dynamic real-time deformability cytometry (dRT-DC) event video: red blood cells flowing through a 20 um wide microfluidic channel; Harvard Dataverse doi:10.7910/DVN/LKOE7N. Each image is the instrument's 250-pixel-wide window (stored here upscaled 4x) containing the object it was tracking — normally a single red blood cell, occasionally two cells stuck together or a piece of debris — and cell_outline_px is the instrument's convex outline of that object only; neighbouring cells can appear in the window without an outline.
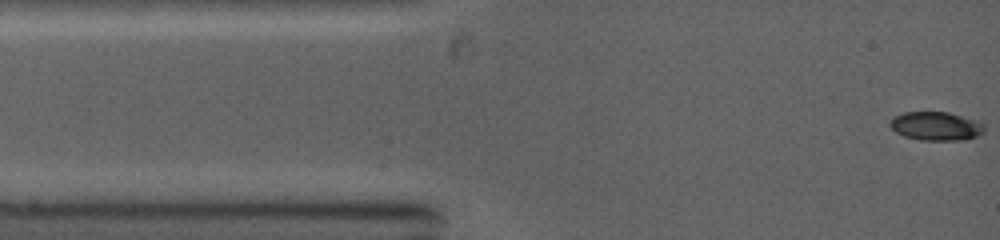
{"species": "common noctule bat (a hibernating species)", "species_latin": "Nyctalus noctula", "temperature_condition": "warm", "stored_images_in_passage": 45, "camera_frame_rate_fps": 5000, "um_per_image_px": 0.085, "animal": {"sex": "female", "body_mass_g": 19.0, "forearm_length_mm": 53.3}, "frame": {"image": 1, "passage_image": 1, "time_ms": 0.0, "image_size_px": [1000, 240], "cell_outline_px": [[984, 132], [976, 136], [964, 140], [920, 140], [904, 136], [896, 132], [888, 124], [888, 120], [892, 116], [904, 112], [948, 112], [976, 120], [984, 124]], "centroid_in_image_um": [79.52, 10.71], "position_along_channel_um": 5.5, "area_um2": 15.9}}
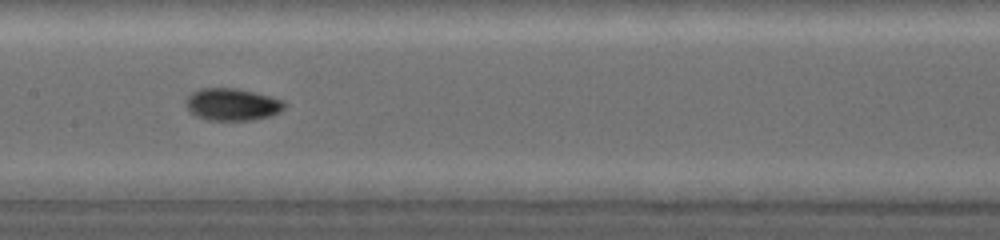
{"frame": {"image": 2, "passage_image": 18, "time_ms": 5.4, "image_size_px": [1000, 240], "cell_outline_px": [[284, 108], [280, 112], [268, 116], [252, 120], [208, 120], [196, 116], [188, 112], [184, 100], [192, 92], [200, 88], [236, 88], [284, 100]], "centroid_in_image_um": [19.68, 8.88], "position_along_channel_um": 187.7, "area_um2": 18.5}}
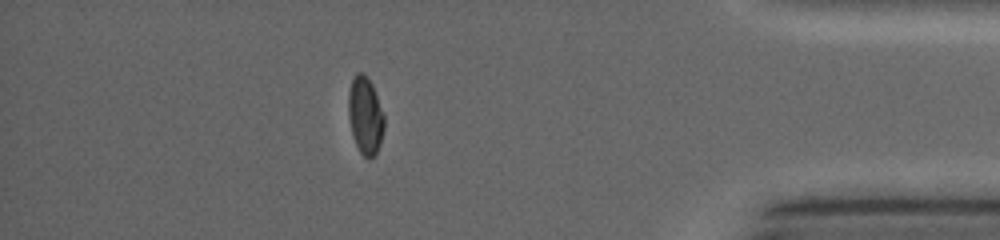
{"frame": {"image": 3, "passage_image": 36, "time_ms": 11.0, "image_size_px": [1000, 240], "cell_outline_px": [[384, 128], [380, 144], [376, 152], [368, 160], [360, 152], [352, 136], [348, 116], [348, 92], [352, 80], [356, 72], [364, 72], [372, 84], [384, 112]], "centroid_in_image_um": [31.04, 9.8], "position_along_channel_um": 404.2, "area_um2": 16.36}}